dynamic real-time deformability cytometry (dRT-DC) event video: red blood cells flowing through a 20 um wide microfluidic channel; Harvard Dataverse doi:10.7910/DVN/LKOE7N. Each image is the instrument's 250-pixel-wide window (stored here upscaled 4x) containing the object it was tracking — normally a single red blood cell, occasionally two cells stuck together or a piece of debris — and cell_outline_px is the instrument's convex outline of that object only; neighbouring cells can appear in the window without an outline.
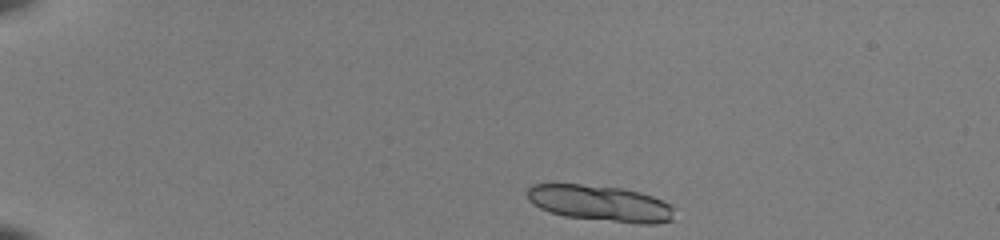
{"species": "common noctule bat (a hibernating species)", "species_latin": "Nyctalus noctula", "temperature_condition": "room temperature", "stored_images_in_passage": 19, "camera_frame_rate_fps": 3000, "um_per_image_px": 0.085, "animal": {"sex": "female", "body_mass_g": 22.0, "forearm_length_mm": 56.7}, "frame": {"image": 1, "passage_image": 1, "time_ms": 0.0, "image_size_px": [1000, 240], "cell_outline_px": [[672, 220], [656, 224], [636, 224], [564, 216], [548, 212], [532, 204], [528, 200], [528, 188], [532, 184], [580, 184], [624, 188], [640, 192], [652, 196], [668, 204], [672, 208]], "centroid_in_image_um": [50.99, 17.28], "position_along_channel_um": 34.0, "area_um2": 30.92}}